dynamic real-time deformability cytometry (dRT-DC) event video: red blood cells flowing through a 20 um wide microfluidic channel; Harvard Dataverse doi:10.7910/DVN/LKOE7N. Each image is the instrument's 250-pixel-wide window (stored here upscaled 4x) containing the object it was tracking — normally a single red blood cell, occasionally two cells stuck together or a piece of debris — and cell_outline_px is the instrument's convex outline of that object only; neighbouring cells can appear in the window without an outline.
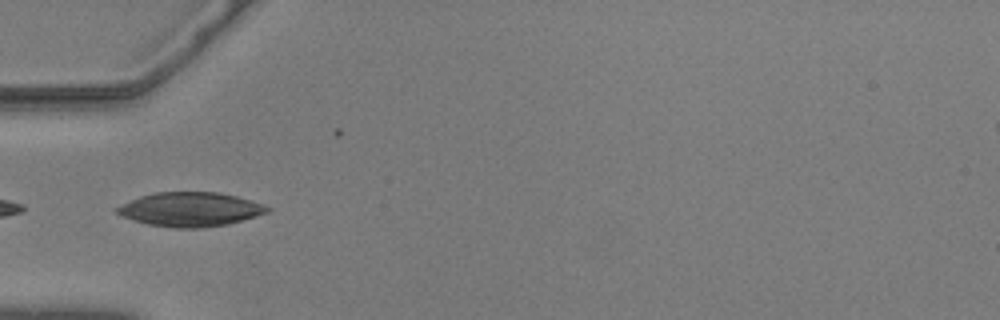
{"species": "common noctule bat (a hibernating species)", "species_latin": "Nyctalus noctula", "temperature_condition": "warm", "stored_images_in_passage": 5, "camera_frame_rate_fps": 3000, "um_per_image_px": 0.085, "animal": {"sex": "male", "body_mass_g": 20.5, "forearm_length_mm": 52.5}, "frame": {"image": 1, "passage_image": 1, "time_ms": 0.0, "image_size_px": [1000, 320], "cell_outline_px": [[272, 208], [268, 212], [256, 216], [228, 224], [200, 228], [176, 228], [148, 224], [120, 216], [116, 212], [116, 208], [140, 196], [156, 192], [220, 192], [236, 196], [264, 204]], "centroid_in_image_um": [16.2, 17.79], "position_along_channel_um": 68.8, "area_um2": 29.77}}